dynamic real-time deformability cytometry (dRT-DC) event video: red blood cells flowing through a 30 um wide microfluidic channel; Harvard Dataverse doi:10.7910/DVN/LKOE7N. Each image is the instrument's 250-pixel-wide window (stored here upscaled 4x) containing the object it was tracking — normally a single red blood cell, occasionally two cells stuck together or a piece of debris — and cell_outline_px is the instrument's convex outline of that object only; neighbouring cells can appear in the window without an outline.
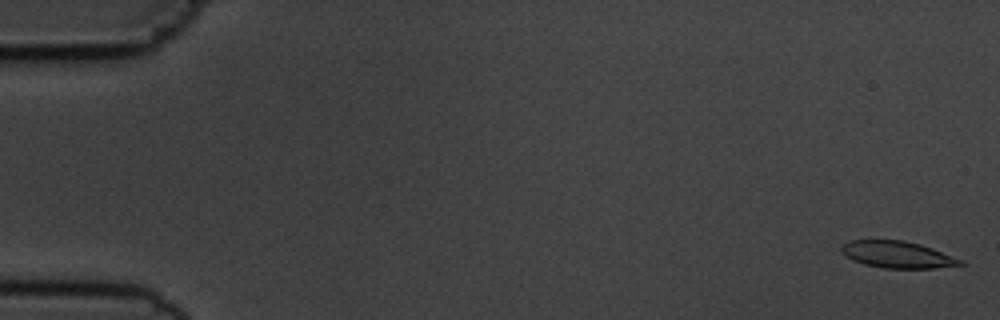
{"species": "common noctule bat (a hibernating species)", "species_latin": "Nyctalus noctula", "temperature_condition": "cold", "stored_images_in_passage": 6, "camera_frame_rate_fps": 3000, "um_per_image_px": 0.085, "animal": {"sex": "male", "body_mass_g": 19.5, "forearm_length_mm": 54.6}, "frame": {"image": 1, "passage_image": 1, "time_ms": 0.0, "image_size_px": [1000, 320], "cell_outline_px": [[964, 264], [932, 268], [884, 268], [864, 264], [852, 260], [844, 256], [840, 248], [844, 244], [852, 240], [904, 240], [920, 244], [932, 248], [964, 260]], "centroid_in_image_um": [76.27, 21.64], "position_along_channel_um": 8.7, "area_um2": 18.5}}